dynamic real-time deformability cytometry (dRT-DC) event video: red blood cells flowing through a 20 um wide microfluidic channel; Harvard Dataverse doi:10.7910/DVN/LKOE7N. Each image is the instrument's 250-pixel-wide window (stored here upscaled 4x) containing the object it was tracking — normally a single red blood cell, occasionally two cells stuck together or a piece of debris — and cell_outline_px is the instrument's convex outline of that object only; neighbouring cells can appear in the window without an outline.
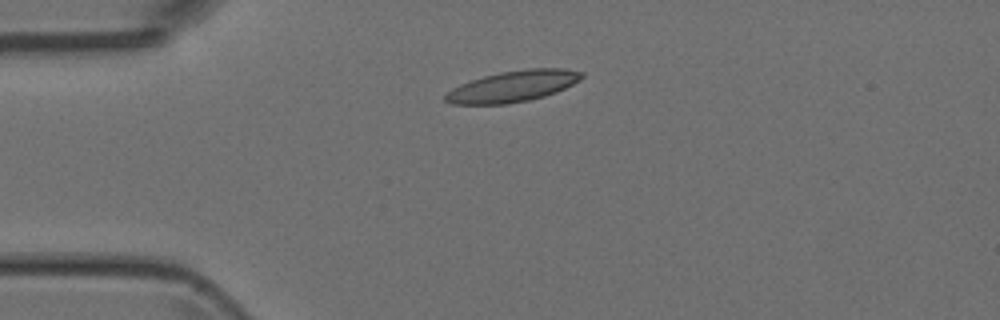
{"species": "Egyptian fruit bat (a non-hibernating species)", "species_latin": "Rousettus aegyptiacus", "temperature_condition": "room temperature", "stored_images_in_passage": 3, "camera_frame_rate_fps": 3000, "um_per_image_px": 0.085, "animal": {"sex": "female"}, "frame": {"image": 1, "passage_image": 3, "time_ms": 2.333, "image_size_px": [1000, 320], "cell_outline_px": [[584, 76], [580, 80], [556, 92], [544, 96], [528, 100], [508, 104], [452, 104], [444, 100], [444, 96], [452, 88], [460, 84], [484, 76], [500, 72], [528, 68], [564, 68], [584, 72]], "centroid_in_image_um": [43.61, 7.33], "position_along_channel_um": 41.4, "area_um2": 24.68}}